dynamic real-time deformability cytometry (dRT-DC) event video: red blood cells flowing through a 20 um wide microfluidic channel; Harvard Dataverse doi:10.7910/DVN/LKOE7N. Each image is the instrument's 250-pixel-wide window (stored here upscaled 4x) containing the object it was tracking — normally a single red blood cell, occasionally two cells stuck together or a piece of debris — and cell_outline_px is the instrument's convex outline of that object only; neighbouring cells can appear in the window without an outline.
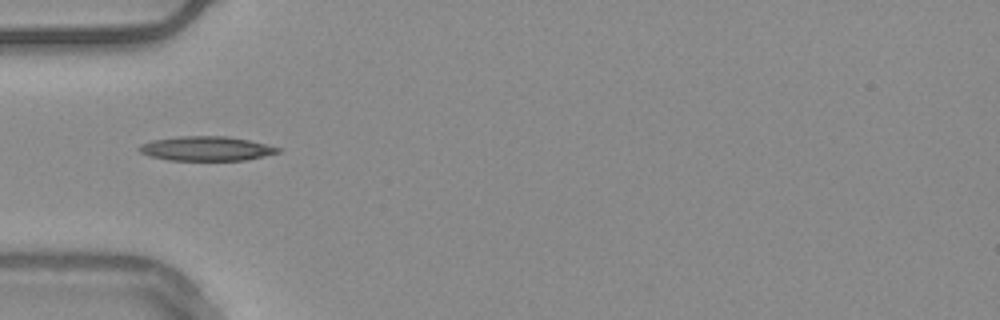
{"species": "common noctule bat (a hibernating species)", "species_latin": "Nyctalus noctula", "temperature_condition": "warm", "stored_images_in_passage": 37, "camera_frame_rate_fps": 3000, "um_per_image_px": 0.085, "animal": {"sex": "male", "body_mass_g": 20.4}, "frame": {"image": 1, "passage_image": 1, "time_ms": 0.0, "image_size_px": [1000, 320], "cell_outline_px": [[280, 152], [264, 156], [244, 160], [168, 160], [148, 156], [140, 152], [136, 148], [140, 144], [152, 140], [180, 136], [228, 136], [248, 140], [280, 148]], "centroid_in_image_um": [17.47, 12.63], "position_along_channel_um": 67.5, "area_um2": 19.71}, "authors_computed_cell_mechanics": {"area_um2": 17.8024, "velocity_mm_per_s": 3.782, "shape_relaxation_time_tau1_ms": 7.206, "shape_relaxation_time_tau2_ms": null, "deformation_change_tau1": 0.1424, "deformation_change_tau2": null}}